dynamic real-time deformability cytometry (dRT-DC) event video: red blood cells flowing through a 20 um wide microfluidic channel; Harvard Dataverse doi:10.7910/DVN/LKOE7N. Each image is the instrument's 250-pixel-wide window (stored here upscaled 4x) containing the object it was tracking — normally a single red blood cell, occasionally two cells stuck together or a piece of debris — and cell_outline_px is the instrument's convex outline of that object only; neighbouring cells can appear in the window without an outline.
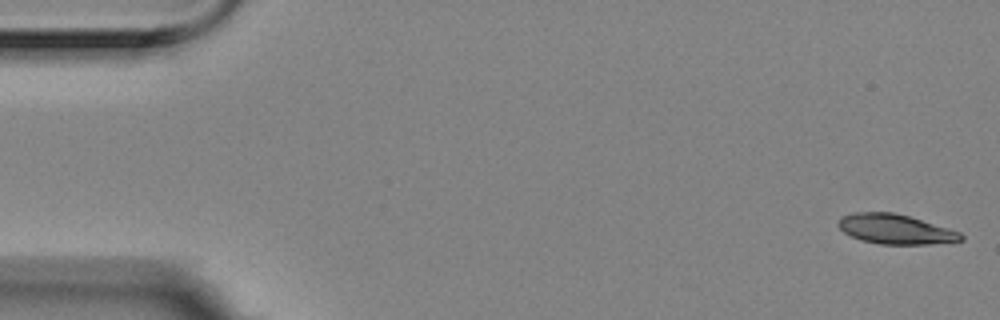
{"species": "Egyptian fruit bat (a non-hibernating species)", "species_latin": "Rousettus aegyptiacus", "temperature_condition": "room temperature", "stored_images_in_passage": 6, "segment_of_instrument_passage": [1, 2], "camera_frame_rate_fps": 3000, "um_per_image_px": 0.085, "animal": {"sex": "female"}, "frame": {"image": 1, "passage_image": 1, "time_ms": 0.0, "image_size_px": [1000, 320], "cell_outline_px": [[964, 240], [928, 244], [880, 244], [860, 240], [844, 232], [836, 224], [840, 216], [852, 212], [892, 212], [908, 216], [948, 228], [960, 232], [964, 236]], "centroid_in_image_um": [76.06, 19.47], "position_along_channel_um": 8.9, "area_um2": 21.21}}
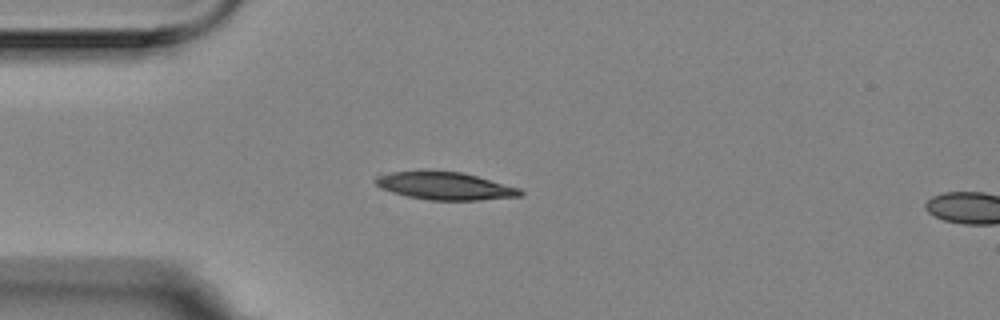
{"frame": {"image": 2, "passage_image": 5, "time_ms": 1.333, "image_size_px": [1000, 320], "cell_outline_px": [[524, 192], [520, 196], [480, 200], [428, 200], [408, 196], [392, 192], [380, 188], [376, 184], [376, 176], [392, 172], [420, 168], [464, 172], [520, 188]], "centroid_in_image_um": [37.8, 15.76], "position_along_channel_um": 47.2, "area_um2": 23.99}}